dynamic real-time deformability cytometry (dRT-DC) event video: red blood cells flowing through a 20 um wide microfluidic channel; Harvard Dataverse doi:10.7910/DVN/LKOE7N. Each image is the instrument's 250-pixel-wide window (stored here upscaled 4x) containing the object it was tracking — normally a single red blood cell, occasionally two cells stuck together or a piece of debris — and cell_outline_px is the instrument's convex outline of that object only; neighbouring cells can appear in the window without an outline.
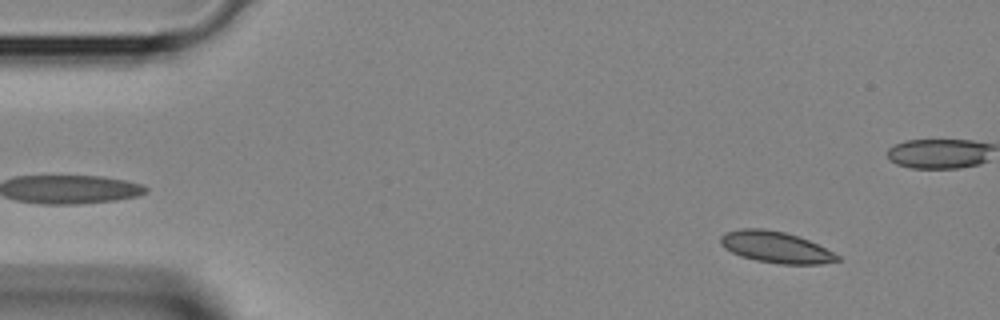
{"species": "Egyptian fruit bat (a non-hibernating species)", "species_latin": "Rousettus aegyptiacus", "temperature_condition": "room temperature", "stored_images_in_passage": 2, "camera_frame_rate_fps": 3000, "um_per_image_px": 0.085, "animal": {"sex": "female"}, "frame": {"image": 1, "passage_image": 2, "time_ms": 0.333, "image_size_px": [1000, 320], "cell_outline_px": [[840, 260], [820, 264], [780, 264], [756, 260], [740, 256], [724, 248], [720, 244], [720, 236], [724, 232], [740, 228], [764, 228], [784, 232], [808, 240], [840, 256]], "centroid_in_image_um": [65.88, 21.0], "position_along_channel_um": 19.1, "area_um2": 21.27}}